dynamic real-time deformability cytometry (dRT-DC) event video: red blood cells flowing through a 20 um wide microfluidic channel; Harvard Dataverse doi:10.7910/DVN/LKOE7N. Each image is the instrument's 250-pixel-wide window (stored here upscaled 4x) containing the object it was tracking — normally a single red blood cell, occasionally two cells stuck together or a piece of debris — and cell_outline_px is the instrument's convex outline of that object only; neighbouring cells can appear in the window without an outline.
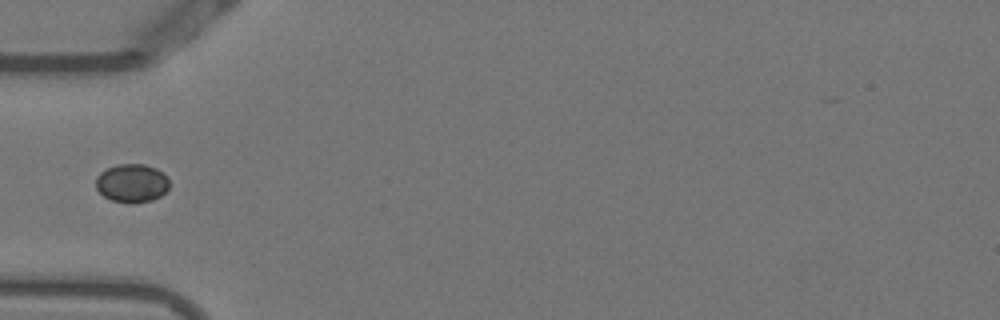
{"species": "Egyptian fruit bat (a non-hibernating species)", "species_latin": "Rousettus aegyptiacus", "temperature_condition": "warm", "stored_images_in_passage": 11, "camera_frame_rate_fps": 3000, "um_per_image_px": 0.085, "animal": {"sex": "female"}, "frame": {"image": 1, "passage_image": 1, "time_ms": 0.0, "image_size_px": [1000, 320], "cell_outline_px": [[168, 188], [160, 196], [152, 200], [112, 200], [104, 196], [96, 188], [96, 176], [100, 172], [116, 164], [144, 164], [156, 168], [168, 180]], "centroid_in_image_um": [11.18, 15.51], "position_along_channel_um": 73.8, "area_um2": 15.78}}